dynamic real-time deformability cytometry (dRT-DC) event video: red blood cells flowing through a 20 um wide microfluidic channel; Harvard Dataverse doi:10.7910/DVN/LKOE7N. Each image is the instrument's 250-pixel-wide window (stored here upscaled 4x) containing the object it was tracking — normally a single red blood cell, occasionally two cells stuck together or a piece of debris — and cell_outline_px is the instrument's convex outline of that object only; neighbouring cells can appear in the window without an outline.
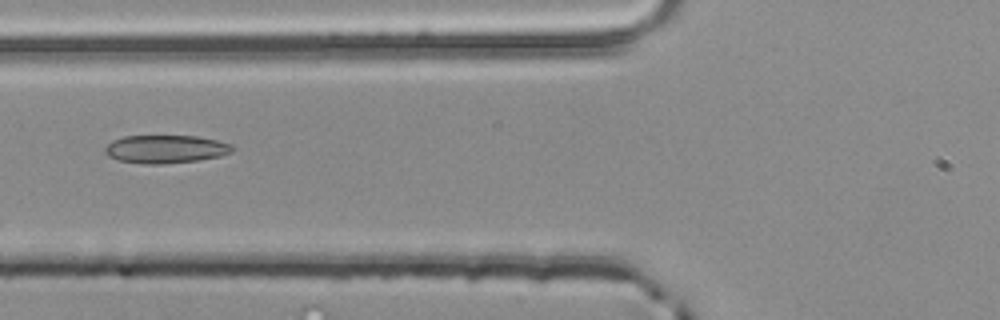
{"species": "common noctule bat (a hibernating species)", "species_latin": "Nyctalus noctula", "temperature_condition": "room temperature", "stored_images_in_passage": 4, "camera_frame_rate_fps": 3000, "um_per_image_px": 0.085, "animal": {"sex": "male", "body_mass_g": 20.4}, "frame": {"image": 1, "passage_image": 4, "time_ms": 1.0, "image_size_px": [1000, 320], "cell_outline_px": [[232, 152], [220, 156], [196, 160], [164, 164], [144, 164], [120, 160], [108, 156], [104, 152], [104, 148], [112, 140], [124, 136], [196, 136], [216, 140], [232, 144]], "centroid_in_image_um": [14.05, 12.67], "position_along_channel_um": 111.7, "area_um2": 20.75}}